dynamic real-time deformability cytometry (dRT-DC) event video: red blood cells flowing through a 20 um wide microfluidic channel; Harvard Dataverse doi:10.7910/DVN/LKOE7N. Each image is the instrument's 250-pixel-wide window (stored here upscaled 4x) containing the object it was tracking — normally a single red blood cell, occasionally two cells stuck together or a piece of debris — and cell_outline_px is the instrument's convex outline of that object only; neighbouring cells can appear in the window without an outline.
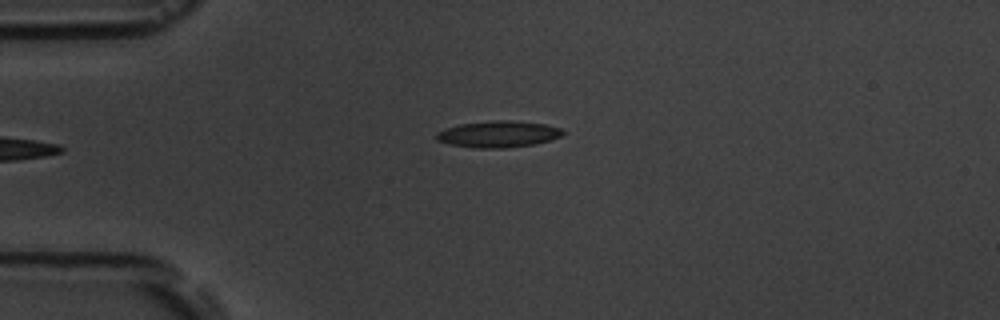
{"species": "common noctule bat (a hibernating species)", "species_latin": "Nyctalus noctula", "temperature_condition": "room temperature", "stored_images_in_passage": 6, "camera_frame_rate_fps": 3000, "um_per_image_px": 0.085, "animal": {"sex": "male", "body_mass_g": 19.5, "forearm_length_mm": 54.6}, "frame": {"image": 1, "passage_image": 6, "time_ms": 6.333, "image_size_px": [1000, 320], "cell_outline_px": [[564, 132], [560, 136], [536, 144], [504, 148], [476, 148], [448, 144], [436, 140], [436, 132], [460, 124], [492, 120], [512, 120], [544, 124], [560, 128]], "centroid_in_image_um": [42.32, 11.4], "position_along_channel_um": 42.7, "area_um2": 19.42}}